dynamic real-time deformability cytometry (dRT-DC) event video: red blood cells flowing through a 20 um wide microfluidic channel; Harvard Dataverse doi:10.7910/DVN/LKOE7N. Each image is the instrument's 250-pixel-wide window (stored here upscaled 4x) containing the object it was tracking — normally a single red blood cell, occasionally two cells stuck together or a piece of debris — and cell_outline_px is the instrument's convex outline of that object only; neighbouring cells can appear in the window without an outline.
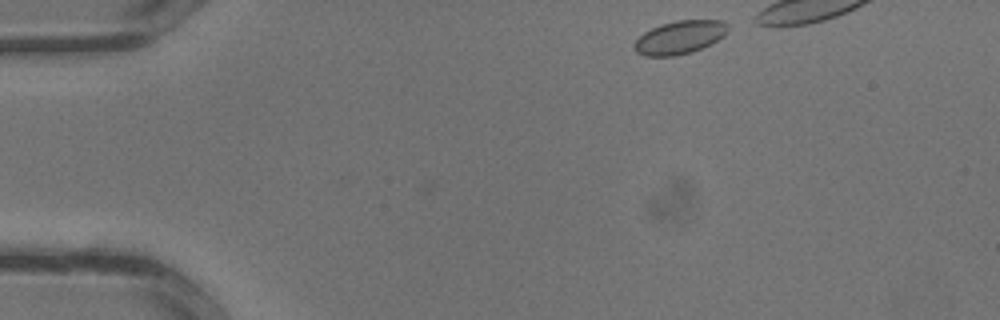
{"species": "common noctule bat (a hibernating species)", "species_latin": "Nyctalus noctula", "temperature_condition": "warm", "stored_images_in_passage": 6, "camera_frame_rate_fps": 3000, "um_per_image_px": 0.085, "animal": {"sex": "male", "body_mass_g": 13.3}, "frame": {"image": 1, "passage_image": 1, "time_ms": 0.0, "image_size_px": [1000, 320], "cell_outline_px": [[732, 24], [728, 32], [724, 36], [692, 52], [672, 56], [644, 56], [636, 52], [632, 44], [644, 32], [660, 24], [676, 20], [720, 20]], "centroid_in_image_um": [57.79, 3.16], "position_along_channel_um": 27.2, "area_um2": 18.26}}